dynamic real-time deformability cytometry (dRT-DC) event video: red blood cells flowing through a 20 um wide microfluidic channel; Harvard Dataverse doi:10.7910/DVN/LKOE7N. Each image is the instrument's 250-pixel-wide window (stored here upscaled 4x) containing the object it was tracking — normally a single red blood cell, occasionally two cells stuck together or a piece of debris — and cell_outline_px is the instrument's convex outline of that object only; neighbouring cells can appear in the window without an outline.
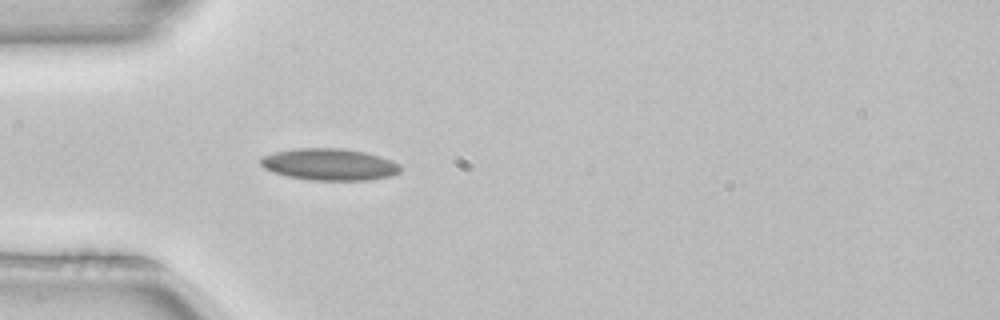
{"species": "common noctule bat (a hibernating species)", "species_latin": "Nyctalus noctula", "temperature_condition": "room temperature", "stored_images_in_passage": 3, "camera_frame_rate_fps": 3000, "um_per_image_px": 0.085, "animal": {"sex": "female", "body_mass_g": 22.7, "forearm_length_mm": 54.2}, "frame": {"image": 1, "passage_image": 3, "time_ms": 0.667, "image_size_px": [1000, 320], "cell_outline_px": [[400, 172], [392, 176], [368, 180], [312, 180], [288, 176], [272, 172], [264, 168], [260, 164], [260, 160], [264, 156], [276, 152], [296, 148], [340, 148], [364, 152], [380, 156], [392, 160], [400, 168]], "centroid_in_image_um": [28.0, 13.98], "position_along_channel_um": 57.0, "area_um2": 25.72}}